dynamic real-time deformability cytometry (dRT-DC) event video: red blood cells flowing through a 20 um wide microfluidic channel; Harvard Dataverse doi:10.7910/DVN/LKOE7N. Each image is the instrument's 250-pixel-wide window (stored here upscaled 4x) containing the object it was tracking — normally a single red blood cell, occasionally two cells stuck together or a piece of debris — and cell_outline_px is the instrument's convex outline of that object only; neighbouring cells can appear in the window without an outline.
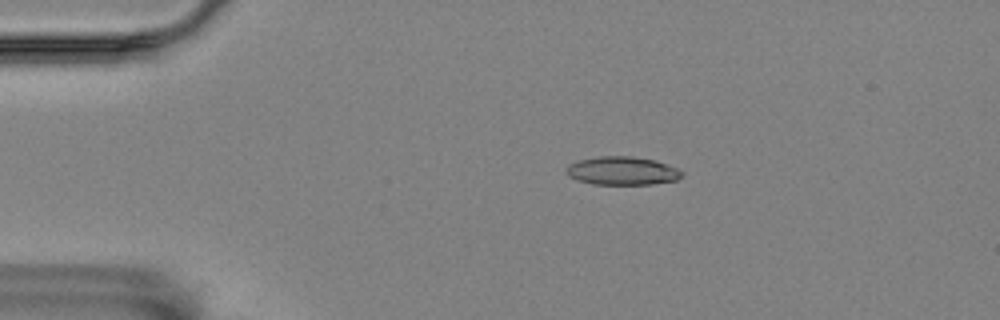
{"species": "Egyptian fruit bat (a non-hibernating species)", "species_latin": "Rousettus aegyptiacus", "temperature_condition": "room temperature", "stored_images_in_passage": 56, "camera_frame_rate_fps": 3000, "um_per_image_px": 0.085, "animal": {"sex": "female"}, "frame": {"image": 1, "passage_image": 10, "time_ms": 3.0, "image_size_px": [1000, 320], "cell_outline_px": [[684, 176], [676, 180], [652, 184], [592, 184], [568, 176], [564, 172], [564, 168], [568, 164], [580, 160], [600, 156], [632, 156], [656, 160], [676, 168], [684, 172]], "centroid_in_image_um": [52.88, 14.51], "position_along_channel_um": 32.1, "area_um2": 19.19}}
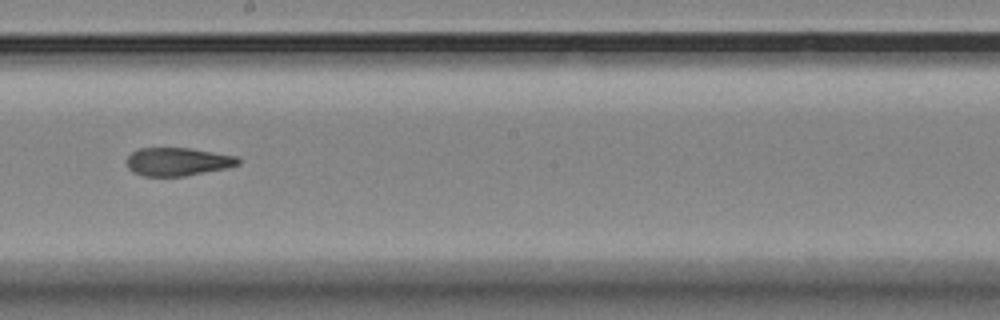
{"frame": {"image": 2, "passage_image": 31, "time_ms": 10.0, "image_size_px": [1000, 320], "cell_outline_px": [[240, 164], [224, 168], [184, 176], [144, 176], [132, 172], [128, 168], [128, 156], [136, 148], [192, 148], [236, 156], [240, 160]], "centroid_in_image_um": [15.08, 13.73], "position_along_channel_um": 233.1, "area_um2": 18.21}}
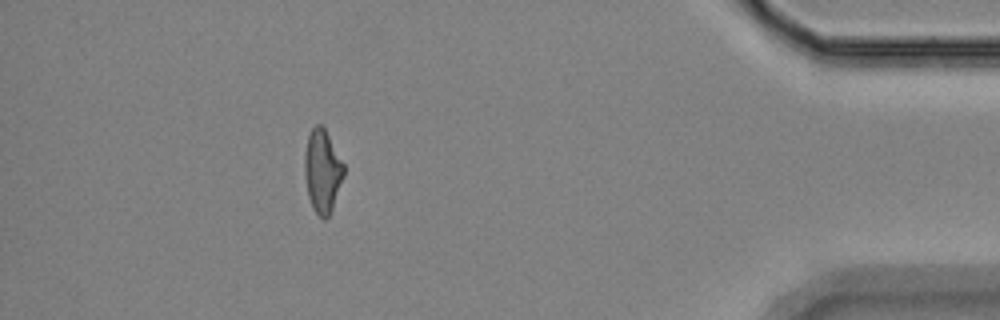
{"frame": {"image": 3, "passage_image": 50, "time_ms": 16.333, "image_size_px": [1000, 320], "cell_outline_px": [[344, 176], [332, 208], [328, 216], [324, 220], [312, 208], [308, 196], [304, 172], [304, 156], [308, 136], [312, 128], [316, 124], [320, 124], [324, 128], [344, 164]], "centroid_in_image_um": [27.39, 14.54], "position_along_channel_um": 407.8, "area_um2": 18.79}, "authors_computed_cell_mechanics": {"area_um2": 18.9295, "velocity_mm_per_s": 3.5205, "shape_relaxation_time_tau1_ms": null, "shape_relaxation_time_tau2_ms": 3.3741, "deformation_change_tau1": null, "deformation_change_tau2": 0.1107}}